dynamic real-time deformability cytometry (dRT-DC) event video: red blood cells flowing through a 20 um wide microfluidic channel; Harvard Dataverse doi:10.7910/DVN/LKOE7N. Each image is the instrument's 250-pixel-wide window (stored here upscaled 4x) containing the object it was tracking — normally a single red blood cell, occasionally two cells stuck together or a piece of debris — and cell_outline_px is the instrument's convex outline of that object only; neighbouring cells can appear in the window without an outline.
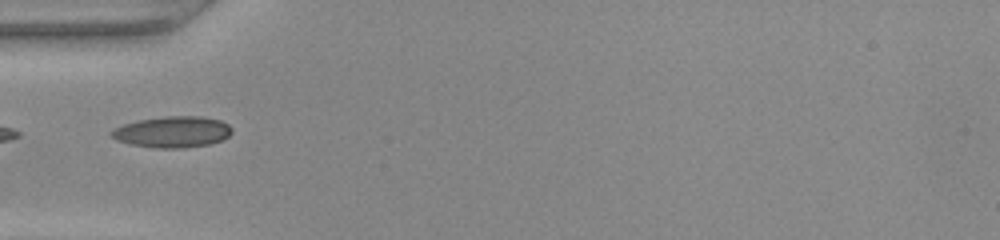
{"species": "common noctule bat (a hibernating species)", "species_latin": "Nyctalus noctula", "temperature_condition": "warm", "stored_images_in_passage": 21, "camera_frame_rate_fps": 3000, "um_per_image_px": 0.085, "animal": {"sex": "female", "body_mass_g": 22.0, "forearm_length_mm": 56.7}, "frame": {"image": 1, "passage_image": 1, "time_ms": 0.0, "image_size_px": [1000, 240], "cell_outline_px": [[232, 132], [228, 136], [220, 140], [208, 144], [184, 148], [156, 148], [132, 144], [116, 140], [108, 132], [124, 124], [140, 120], [164, 116], [200, 116], [220, 120], [228, 124], [232, 128]], "centroid_in_image_um": [14.67, 11.21], "position_along_channel_um": 70.3, "area_um2": 21.73}}
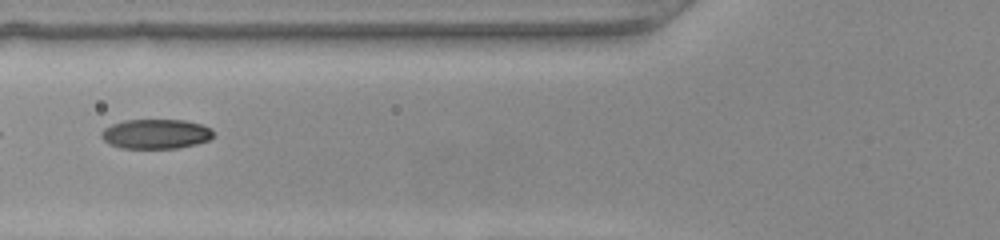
{"frame": {"image": 2, "passage_image": 4, "time_ms": 1.0, "image_size_px": [1000, 240], "cell_outline_px": [[212, 136], [208, 140], [196, 144], [176, 148], [120, 148], [108, 144], [100, 136], [100, 132], [104, 128], [112, 124], [124, 120], [184, 120], [200, 124], [212, 128]], "centroid_in_image_um": [13.2, 11.38], "position_along_channel_um": 112.6, "area_um2": 19.36}}
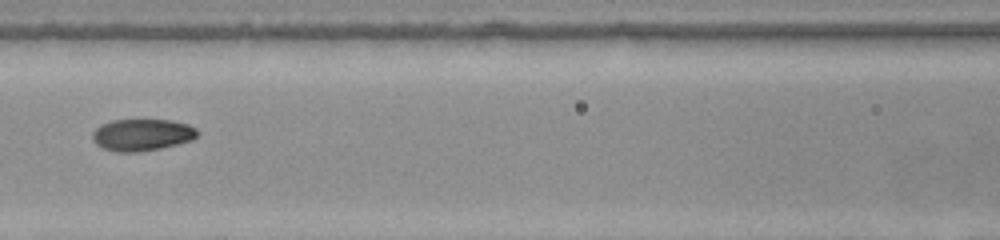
{"frame": {"image": 3, "passage_image": 7, "time_ms": 2.0, "image_size_px": [1000, 240], "cell_outline_px": [[200, 132], [192, 140], [160, 148], [140, 152], [116, 152], [100, 148], [92, 140], [92, 132], [96, 128], [112, 120], [172, 120], [188, 124], [196, 128]], "centroid_in_image_um": [12.06, 11.47], "position_along_channel_um": 154.5, "area_um2": 19.59}}